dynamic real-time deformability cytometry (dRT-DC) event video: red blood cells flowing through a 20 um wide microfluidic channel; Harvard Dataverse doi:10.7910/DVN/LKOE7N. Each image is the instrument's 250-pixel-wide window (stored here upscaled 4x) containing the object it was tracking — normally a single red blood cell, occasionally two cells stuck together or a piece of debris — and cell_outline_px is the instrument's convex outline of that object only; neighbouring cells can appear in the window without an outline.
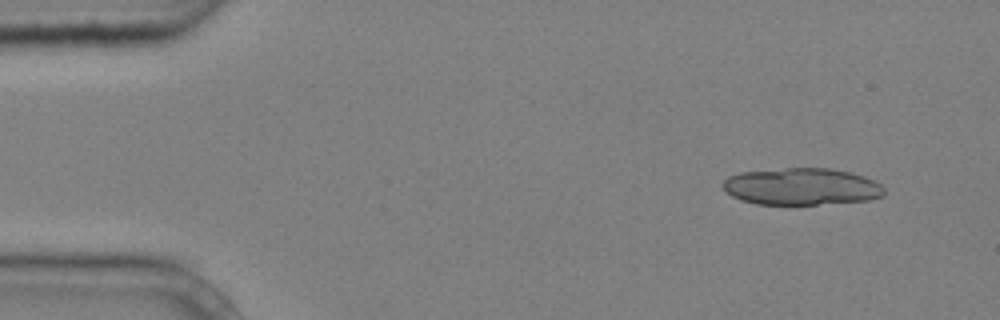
{"species": "common noctule bat (a hibernating species)", "species_latin": "Nyctalus noctula", "temperature_condition": "cold", "stored_images_in_passage": 4, "camera_frame_rate_fps": 3000, "um_per_image_px": 0.085, "animal": {"sex": "male", "body_mass_g": 20.4}, "frame": {"image": 1, "passage_image": 1, "time_ms": 0.0, "image_size_px": [1000, 320], "cell_outline_px": [[884, 196], [868, 200], [816, 204], [756, 204], [740, 200], [732, 196], [720, 184], [728, 176], [740, 172], [788, 168], [828, 168], [848, 172], [864, 176], [880, 184], [884, 188]], "centroid_in_image_um": [68.11, 15.86], "position_along_channel_um": 16.9, "area_um2": 34.62}}